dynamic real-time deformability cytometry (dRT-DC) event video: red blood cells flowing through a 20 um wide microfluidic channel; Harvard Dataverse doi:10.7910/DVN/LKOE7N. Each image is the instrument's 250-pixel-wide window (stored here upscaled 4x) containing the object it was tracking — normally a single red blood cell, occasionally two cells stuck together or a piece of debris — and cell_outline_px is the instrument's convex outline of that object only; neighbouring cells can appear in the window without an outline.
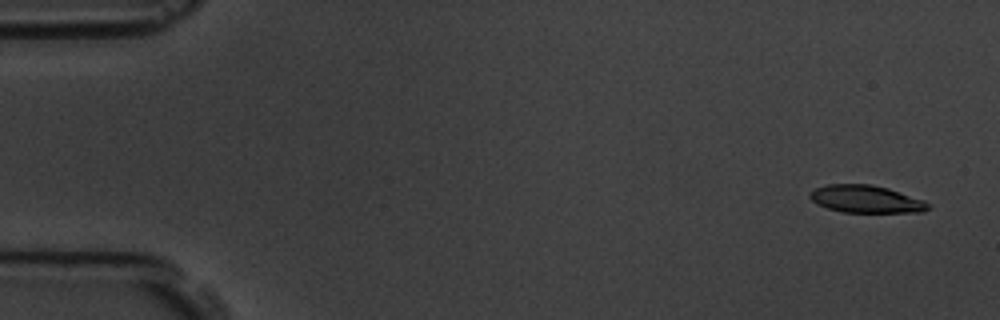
{"species": "common noctule bat (a hibernating species)", "species_latin": "Nyctalus noctula", "temperature_condition": "room temperature", "stored_images_in_passage": 4, "camera_frame_rate_fps": 3000, "um_per_image_px": 0.085, "animal": {"sex": "male", "body_mass_g": 19.5, "forearm_length_mm": 54.6}, "frame": {"image": 1, "passage_image": 1, "time_ms": 0.0, "image_size_px": [1000, 320], "cell_outline_px": [[932, 208], [924, 212], [844, 212], [828, 208], [816, 204], [808, 196], [816, 188], [828, 184], [872, 184], [888, 188], [924, 200]], "centroid_in_image_um": [73.64, 16.92], "position_along_channel_um": 11.4, "area_um2": 18.9}}
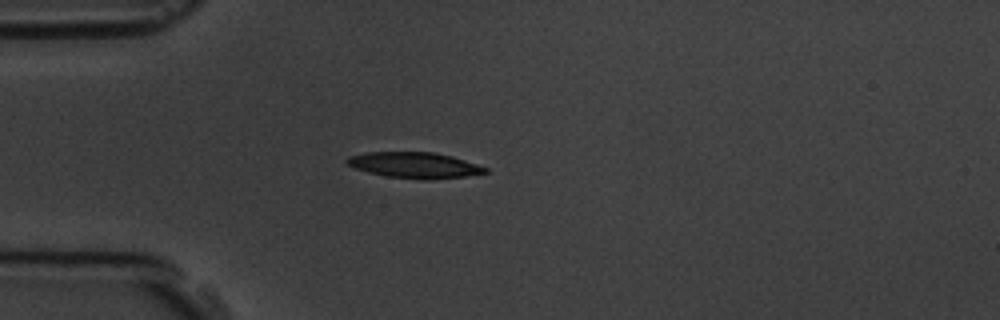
{"frame": {"image": 2, "passage_image": 4, "time_ms": 4.333, "image_size_px": [1000, 320], "cell_outline_px": [[488, 172], [464, 176], [432, 180], [420, 180], [388, 176], [368, 172], [356, 168], [348, 164], [344, 160], [348, 156], [368, 152], [432, 152], [452, 156], [488, 168]], "centroid_in_image_um": [35.23, 14.04], "position_along_channel_um": 49.8, "area_um2": 20.75}}